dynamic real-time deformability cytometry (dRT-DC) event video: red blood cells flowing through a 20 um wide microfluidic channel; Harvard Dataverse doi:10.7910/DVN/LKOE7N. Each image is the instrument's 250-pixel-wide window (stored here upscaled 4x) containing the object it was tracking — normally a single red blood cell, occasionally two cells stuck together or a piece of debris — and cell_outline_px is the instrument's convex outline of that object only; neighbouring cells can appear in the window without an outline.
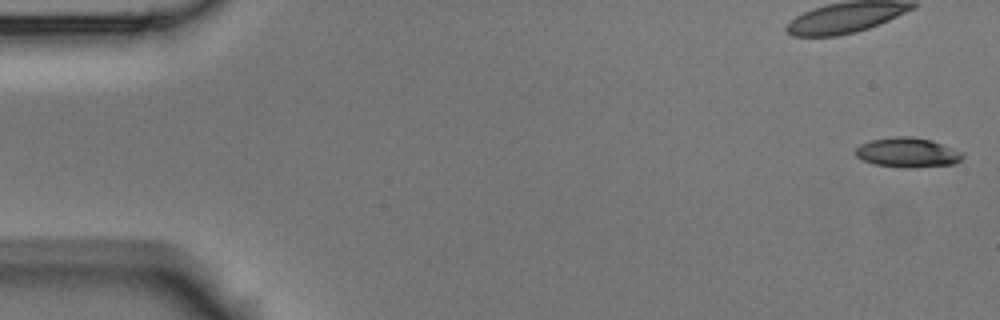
{"species": "Egyptian fruit bat (a non-hibernating species)", "species_latin": "Rousettus aegyptiacus", "temperature_condition": "room temperature", "stored_images_in_passage": 5, "camera_frame_rate_fps": 3000, "um_per_image_px": 0.085, "animal": {"sex": "male"}, "frame": {"image": 1, "passage_image": 1, "time_ms": 0.0, "image_size_px": [1000, 320], "cell_outline_px": [[964, 156], [956, 164], [912, 168], [876, 164], [864, 160], [856, 156], [856, 148], [860, 144], [872, 140], [896, 136], [912, 136], [932, 140], [964, 152]], "centroid_in_image_um": [77.2, 12.96], "position_along_channel_um": 7.8, "area_um2": 18.5}}
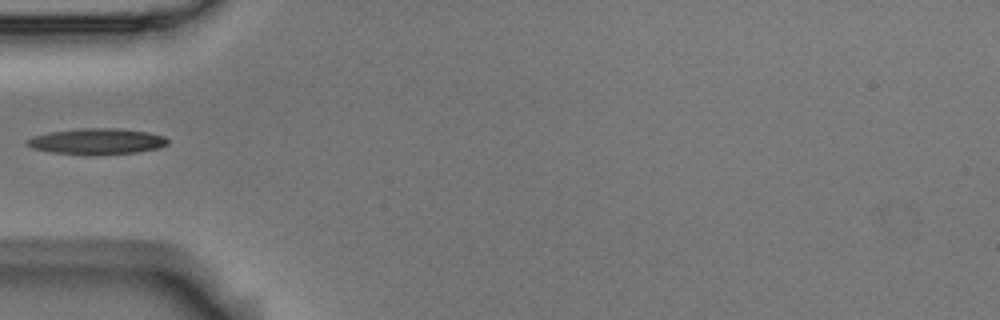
{"frame": {"image": 2, "passage_image": 5, "time_ms": 1.333, "image_size_px": [1000, 320], "cell_outline_px": [[168, 144], [160, 148], [136, 152], [92, 156], [52, 152], [32, 148], [28, 144], [28, 140], [32, 136], [52, 132], [84, 128], [116, 128], [148, 132], [164, 136], [168, 140]], "centroid_in_image_um": [8.28, 12.03], "position_along_channel_um": 76.7, "area_um2": 21.27}}